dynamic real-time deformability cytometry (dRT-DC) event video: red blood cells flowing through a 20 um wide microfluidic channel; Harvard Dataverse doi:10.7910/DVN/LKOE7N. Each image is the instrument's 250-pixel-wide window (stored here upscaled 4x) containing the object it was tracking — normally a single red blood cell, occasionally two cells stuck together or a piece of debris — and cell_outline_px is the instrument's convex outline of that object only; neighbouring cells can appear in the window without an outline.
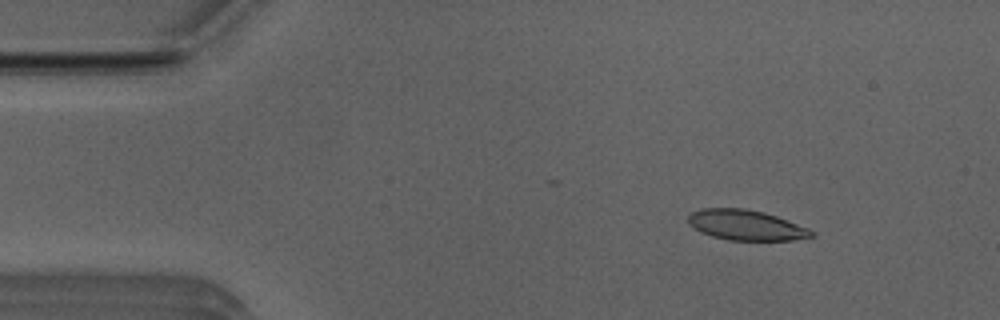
{"species": "Egyptian fruit bat (a non-hibernating species)", "species_latin": "Rousettus aegyptiacus", "temperature_condition": "room temperature", "stored_images_in_passage": 43, "camera_frame_rate_fps": 3000, "um_per_image_px": 0.085, "animal": {"sex": "male"}, "frame": {"image": 1, "passage_image": 6, "time_ms": 1.667, "image_size_px": [1000, 320], "cell_outline_px": [[816, 236], [792, 240], [728, 240], [712, 236], [700, 232], [688, 224], [688, 216], [692, 212], [700, 208], [744, 208], [764, 212], [776, 216], [808, 228], [816, 232]], "centroid_in_image_um": [63.4, 19.13], "position_along_channel_um": 21.6, "area_um2": 21.85}}
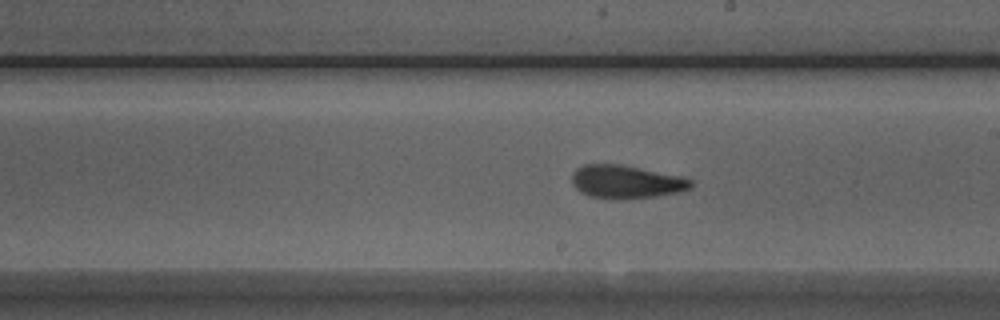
{"frame": {"image": 2, "passage_image": 28, "time_ms": 9.0, "image_size_px": [1000, 320], "cell_outline_px": [[692, 188], [680, 192], [656, 196], [620, 200], [588, 196], [580, 192], [572, 184], [572, 172], [576, 168], [584, 164], [620, 164], [680, 176], [692, 180]], "centroid_in_image_um": [53.19, 15.46], "position_along_channel_um": 235.8, "area_um2": 23.18}}
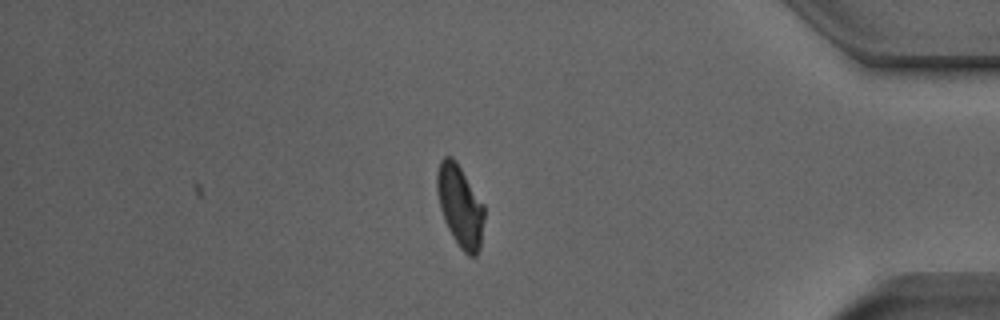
{"frame": {"image": 3, "passage_image": 43, "time_ms": 14.0, "image_size_px": [1000, 320], "cell_outline_px": [[484, 216], [480, 248], [476, 256], [468, 256], [460, 248], [452, 236], [444, 220], [440, 208], [436, 192], [436, 172], [440, 160], [444, 156], [452, 156], [456, 160], [484, 204]], "centroid_in_image_um": [39.09, 17.48], "position_along_channel_um": 396.1, "area_um2": 22.72}, "authors_computed_cell_mechanics": {"area_um2": 22.4842, "velocity_mm_per_s": 3.9428, "shape_relaxation_time_tau1_ms": 4.6937, "shape_relaxation_time_tau2_ms": 2.1559, "deformation_change_tau1": 0.1473, "deformation_change_tau2": 0.085}}